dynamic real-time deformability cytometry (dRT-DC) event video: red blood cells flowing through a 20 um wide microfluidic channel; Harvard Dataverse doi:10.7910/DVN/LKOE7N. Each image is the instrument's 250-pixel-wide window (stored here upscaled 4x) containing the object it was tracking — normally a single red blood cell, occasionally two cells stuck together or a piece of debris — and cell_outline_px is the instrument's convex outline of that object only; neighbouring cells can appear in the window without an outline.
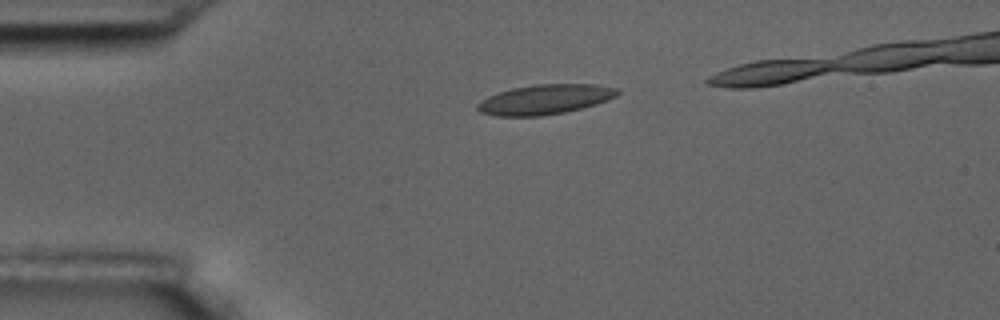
{"species": "common noctule bat (a hibernating species)", "species_latin": "Nyctalus noctula", "temperature_condition": "room temperature", "stored_images_in_passage": 5, "camera_frame_rate_fps": 3000, "um_per_image_px": 0.085, "animal": {"sex": "male", "body_mass_g": 17.5, "forearm_length_mm": 52.3}, "frame": {"image": 1, "passage_image": 3, "time_ms": 2.333, "image_size_px": [1000, 320], "cell_outline_px": [[620, 92], [616, 96], [608, 100], [596, 104], [564, 112], [540, 116], [496, 116], [480, 112], [476, 108], [476, 104], [480, 100], [488, 96], [512, 88], [536, 84], [596, 84], [620, 88]], "centroid_in_image_um": [46.33, 8.44], "position_along_channel_um": 38.7, "area_um2": 24.39}}